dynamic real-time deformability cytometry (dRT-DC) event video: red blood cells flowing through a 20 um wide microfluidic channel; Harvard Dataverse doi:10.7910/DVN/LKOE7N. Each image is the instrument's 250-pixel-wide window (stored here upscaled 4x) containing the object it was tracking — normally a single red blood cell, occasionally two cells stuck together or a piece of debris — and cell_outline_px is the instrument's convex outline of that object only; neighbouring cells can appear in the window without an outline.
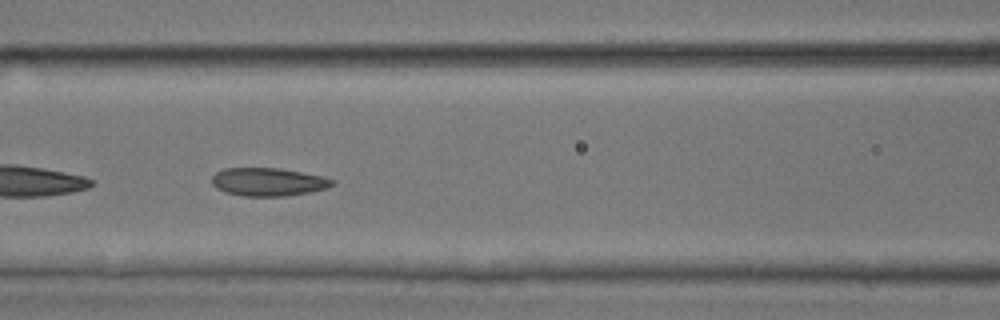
{"species": "common noctule bat (a hibernating species)", "species_latin": "Nyctalus noctula", "temperature_condition": "room temperature", "stored_images_in_passage": 46, "camera_frame_rate_fps": 3000, "um_per_image_px": 0.085, "animal": {"sex": "male", "body_mass_g": 17.9, "forearm_length_mm": 54.2}, "frame": {"image": 1, "passage_image": 20, "time_ms": 6.333, "image_size_px": [1000, 320], "cell_outline_px": [[336, 184], [328, 188], [308, 192], [284, 196], [244, 196], [224, 192], [216, 188], [212, 184], [212, 176], [216, 172], [224, 168], [280, 168], [320, 176], [336, 180]], "centroid_in_image_um": [22.79, 15.46], "position_along_channel_um": 143.8, "area_um2": 19.77}}
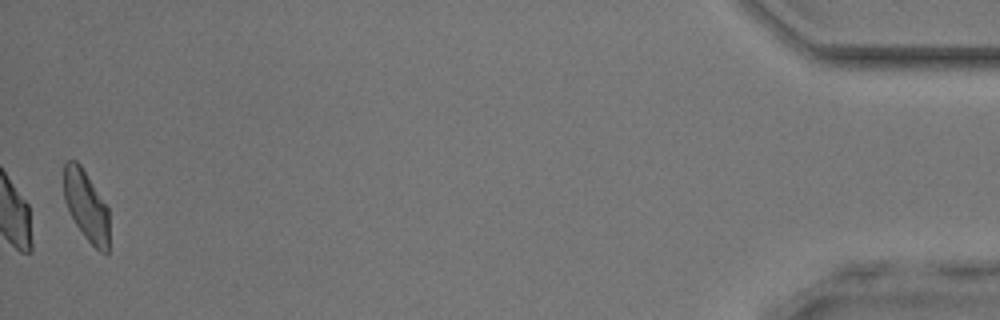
{"frame": {"image": 2, "passage_image": 46, "time_ms": 15.0, "image_size_px": [1000, 320], "cell_outline_px": [[108, 252], [100, 252], [84, 236], [76, 224], [64, 200], [64, 164], [68, 160], [76, 160], [80, 164], [108, 208]], "centroid_in_image_um": [7.32, 17.48], "position_along_channel_um": 427.9, "area_um2": 18.21}}